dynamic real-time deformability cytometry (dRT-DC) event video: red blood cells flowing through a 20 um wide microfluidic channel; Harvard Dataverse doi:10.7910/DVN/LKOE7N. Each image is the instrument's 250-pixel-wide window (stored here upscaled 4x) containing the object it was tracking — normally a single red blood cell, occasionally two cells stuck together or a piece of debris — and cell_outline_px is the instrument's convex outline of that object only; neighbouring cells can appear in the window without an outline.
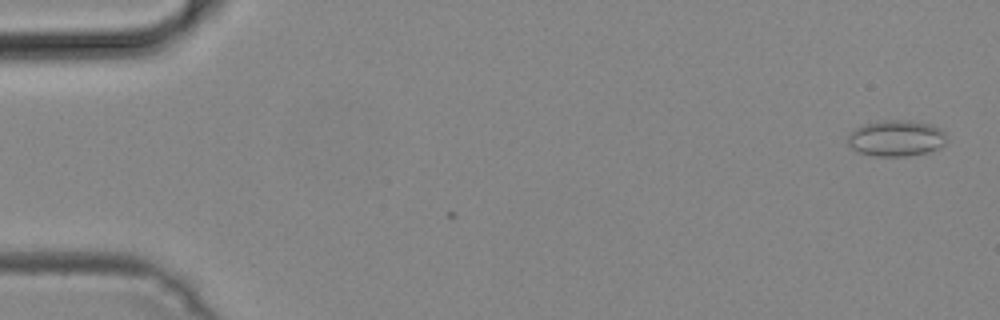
{"species": "common noctule bat (a hibernating species)", "species_latin": "Nyctalus noctula", "temperature_condition": "cold", "stored_images_in_passage": 4, "camera_frame_rate_fps": 3000, "um_per_image_px": 0.085, "animal": {"sex": "male", "body_mass_g": 19.2, "forearm_length_mm": 51.8}, "frame": {"image": 1, "passage_image": 4, "time_ms": 1.0, "image_size_px": [1000, 320], "cell_outline_px": [[948, 140], [944, 144], [928, 152], [908, 156], [876, 156], [860, 152], [852, 148], [848, 144], [848, 136], [856, 128], [864, 124], [884, 120], [912, 120], [932, 124], [940, 128], [944, 132]], "centroid_in_image_um": [76.21, 11.74], "position_along_channel_um": 8.8, "area_um2": 20.81}}